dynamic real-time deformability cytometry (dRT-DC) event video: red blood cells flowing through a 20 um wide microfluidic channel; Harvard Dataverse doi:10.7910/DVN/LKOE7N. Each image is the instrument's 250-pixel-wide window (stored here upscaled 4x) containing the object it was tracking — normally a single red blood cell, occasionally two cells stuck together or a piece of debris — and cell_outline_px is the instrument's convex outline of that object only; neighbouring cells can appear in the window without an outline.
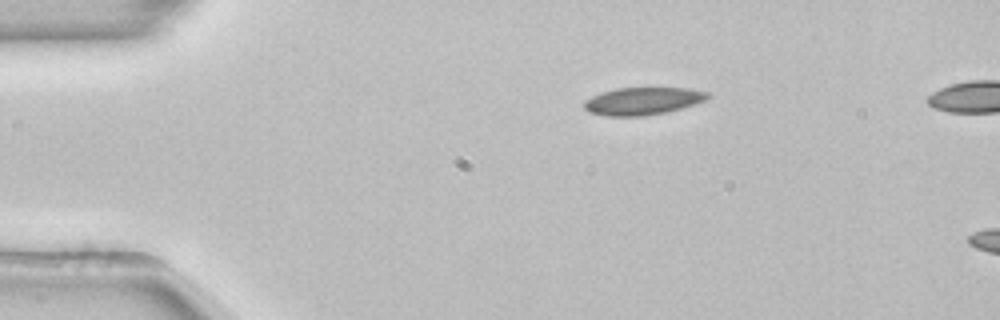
{"species": "common noctule bat (a hibernating species)", "species_latin": "Nyctalus noctula", "temperature_condition": "room temperature", "stored_images_in_passage": 7, "camera_frame_rate_fps": 3000, "um_per_image_px": 0.085, "animal": {"sex": "female", "body_mass_g": 22.7, "forearm_length_mm": 54.2}, "frame": {"image": 1, "passage_image": 1, "time_ms": 0.0, "image_size_px": [1000, 320], "cell_outline_px": [[712, 96], [704, 100], [680, 108], [664, 112], [644, 116], [604, 116], [588, 112], [584, 108], [584, 100], [592, 96], [616, 88], [688, 88], [708, 92]], "centroid_in_image_um": [54.6, 8.59], "position_along_channel_um": 30.4, "area_um2": 19.65}}